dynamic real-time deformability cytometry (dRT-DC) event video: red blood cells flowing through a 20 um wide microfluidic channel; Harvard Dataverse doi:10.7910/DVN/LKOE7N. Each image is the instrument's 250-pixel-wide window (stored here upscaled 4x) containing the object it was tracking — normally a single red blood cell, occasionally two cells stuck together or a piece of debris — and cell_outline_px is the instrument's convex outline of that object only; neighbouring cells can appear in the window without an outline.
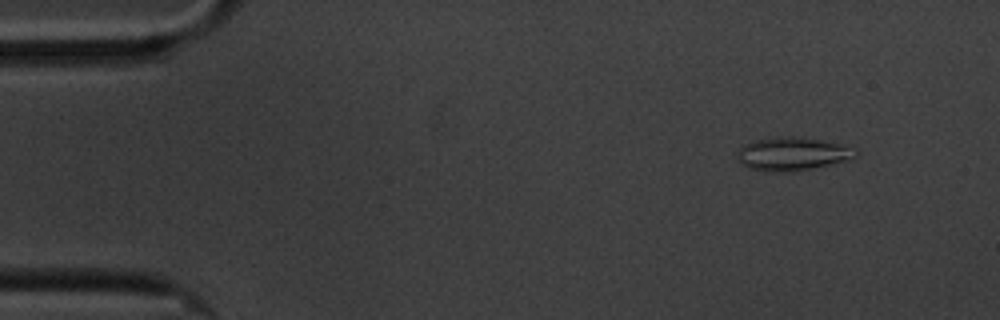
{"species": "common noctule bat (a hibernating species)", "species_latin": "Nyctalus noctula", "temperature_condition": "cold", "stored_images_in_passage": 55, "camera_frame_rate_fps": 3000, "um_per_image_px": 0.085, "animal": {"sex": "male", "body_mass_g": 20.1, "forearm_length_mm": 53.5}, "frame": {"image": 1, "passage_image": 2, "time_ms": 0.333, "image_size_px": [1000, 320], "cell_outline_px": [[860, 152], [856, 156], [848, 160], [792, 172], [764, 172], [748, 168], [740, 164], [736, 160], [736, 152], [744, 144], [752, 140], [776, 136], [792, 136], [824, 140], [856, 148]], "centroid_in_image_um": [67.3, 13.08], "position_along_channel_um": 17.7, "area_um2": 23.52}}
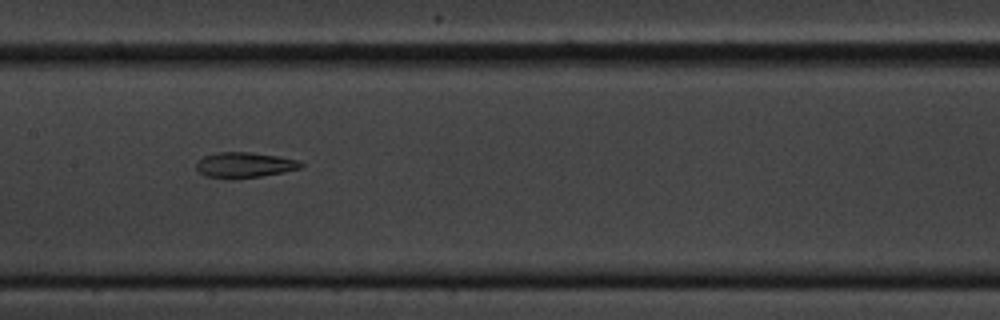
{"frame": {"image": 2, "passage_image": 25, "time_ms": 8.0, "image_size_px": [1000, 320], "cell_outline_px": [[304, 168], [284, 172], [260, 176], [232, 180], [208, 176], [200, 172], [196, 168], [196, 160], [204, 156], [216, 152], [252, 152], [276, 156], [296, 160], [304, 164]], "centroid_in_image_um": [20.77, 14.03], "position_along_channel_um": 186.6, "area_um2": 15.66}}
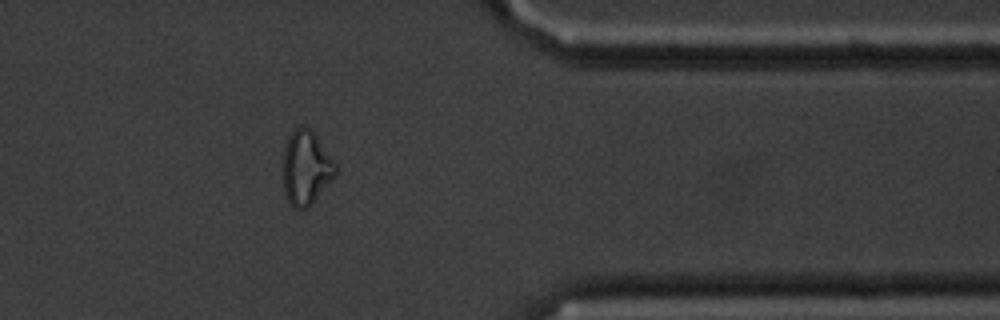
{"frame": {"image": 3, "passage_image": 44, "time_ms": 14.333, "image_size_px": [1000, 320], "cell_outline_px": [[340, 168], [312, 204], [308, 208], [292, 208], [284, 192], [284, 148], [292, 132], [296, 128], [308, 128], [316, 136]], "centroid_in_image_um": [26.03, 14.31], "position_along_channel_um": 385.4, "area_um2": 22.25}, "authors_computed_cell_mechanics": {"area_um2": 17.6868, "velocity_mm_per_s": 3.3785, "shape_relaxation_time_tau1_ms": null, "shape_relaxation_time_tau2_ms": 2.5507, "deformation_change_tau1": null, "deformation_change_tau2": 0.108}}